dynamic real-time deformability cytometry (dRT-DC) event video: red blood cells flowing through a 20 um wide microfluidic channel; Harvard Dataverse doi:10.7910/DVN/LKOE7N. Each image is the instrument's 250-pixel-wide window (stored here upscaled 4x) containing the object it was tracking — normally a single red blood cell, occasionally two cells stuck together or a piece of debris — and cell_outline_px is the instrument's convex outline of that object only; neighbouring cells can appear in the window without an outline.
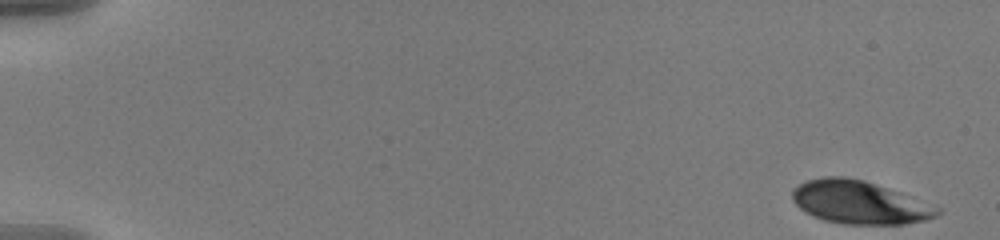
{"species": "human", "species_latin": "Homo sapiens", "temperature_condition": "warm", "stored_images_in_passage": 9, "segment_of_instrument_passage": [1, 2], "camera_frame_rate_fps": 3000, "um_per_image_px": 0.085, "donor": {"sex": "male"}, "frame": {"image": 1, "passage_image": 1, "time_ms": 0.0, "image_size_px": [1000, 240], "cell_outline_px": [[944, 212], [936, 216], [924, 220], [904, 224], [844, 224], [824, 220], [812, 216], [804, 212], [792, 200], [792, 188], [808, 180], [824, 176], [844, 176], [864, 180], [900, 192], [940, 208]], "centroid_in_image_um": [73.03, 17.2], "position_along_channel_um": 12.0, "area_um2": 36.41}}
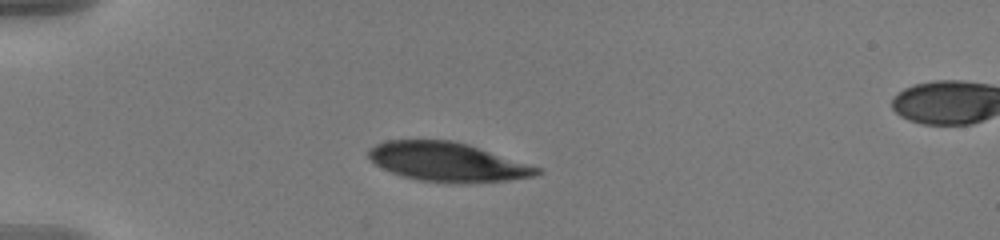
{"frame": {"image": 2, "passage_image": 7, "time_ms": 2.0, "image_size_px": [1000, 240], "cell_outline_px": [[544, 172], [536, 176], [508, 180], [464, 184], [420, 180], [404, 176], [392, 172], [376, 164], [368, 156], [368, 148], [376, 144], [388, 140], [452, 140], [468, 144], [544, 168]], "centroid_in_image_um": [38.12, 13.77], "position_along_channel_um": 46.9, "area_um2": 38.55}}